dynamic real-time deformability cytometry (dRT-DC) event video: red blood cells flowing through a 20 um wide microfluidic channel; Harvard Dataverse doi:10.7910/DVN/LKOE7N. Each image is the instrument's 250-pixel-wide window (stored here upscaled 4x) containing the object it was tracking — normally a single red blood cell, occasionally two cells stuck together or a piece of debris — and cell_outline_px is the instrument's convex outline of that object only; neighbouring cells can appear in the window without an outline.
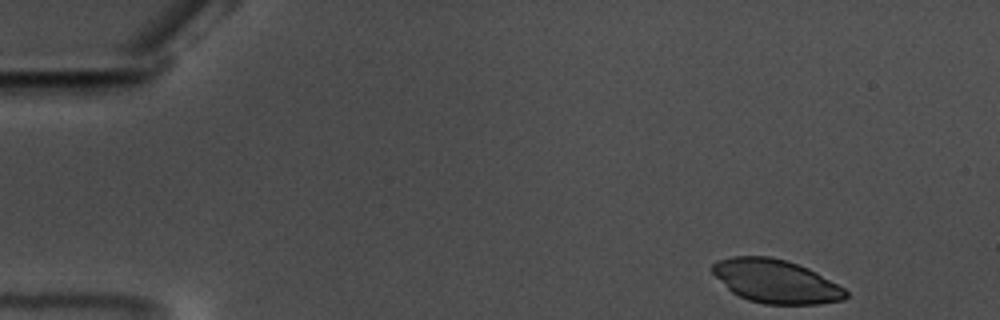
{"species": "common noctule bat (a hibernating species)", "species_latin": "Nyctalus noctula", "temperature_condition": "warm", "stored_images_in_passage": 53, "camera_frame_rate_fps": 3000, "um_per_image_px": 0.085, "animal": {"sex": "male", "body_mass_g": 17.5, "forearm_length_mm": 52.3}, "frame": {"image": 1, "passage_image": 1, "time_ms": 0.0, "image_size_px": [1000, 320], "cell_outline_px": [[848, 296], [844, 300], [820, 304], [764, 304], [748, 300], [732, 292], [712, 272], [712, 264], [720, 260], [732, 256], [768, 256], [784, 260], [808, 268], [816, 272], [844, 288], [848, 292]], "centroid_in_image_um": [65.97, 23.92], "position_along_channel_um": 19.0, "area_um2": 33.52}}